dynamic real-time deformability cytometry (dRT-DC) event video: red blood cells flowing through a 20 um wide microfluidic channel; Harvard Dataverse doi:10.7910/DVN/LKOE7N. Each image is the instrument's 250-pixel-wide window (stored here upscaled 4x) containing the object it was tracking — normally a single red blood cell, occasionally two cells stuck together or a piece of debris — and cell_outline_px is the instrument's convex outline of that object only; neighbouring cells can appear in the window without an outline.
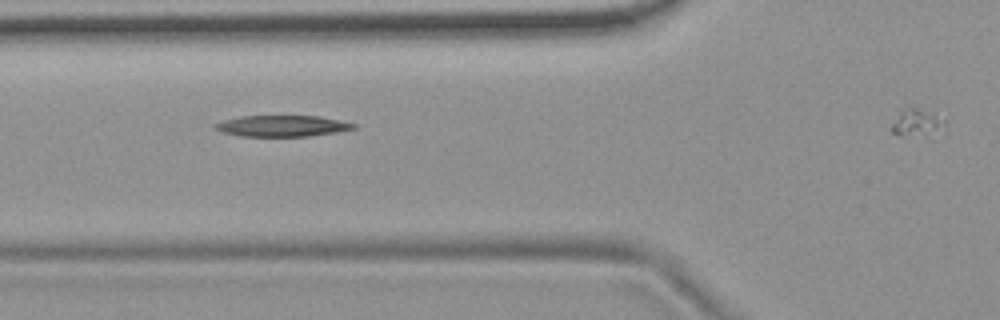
{"species": "common noctule bat (a hibernating species)", "species_latin": "Nyctalus noctula", "temperature_condition": "room temperature", "stored_images_in_passage": 5, "segment_of_instrument_passage": [1, 2], "camera_frame_rate_fps": 3000, "um_per_image_px": 0.085, "animal": {"sex": "female", "body_mass_g": 19.9}, "frame": {"image": 1, "passage_image": 3, "time_ms": 3.333, "image_size_px": [1000, 320], "cell_outline_px": [[356, 128], [336, 132], [308, 136], [240, 136], [224, 132], [216, 128], [212, 124], [224, 120], [240, 116], [320, 116], [356, 124]], "centroid_in_image_um": [23.98, 10.7], "position_along_channel_um": 101.8, "area_um2": 16.88}}
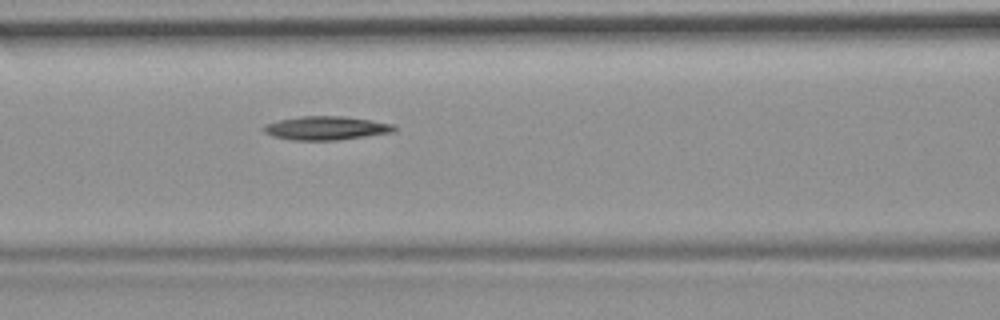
{"frame": {"image": 2, "passage_image": 4, "time_ms": 4.333, "image_size_px": [1000, 320], "cell_outline_px": [[396, 128], [392, 132], [336, 140], [292, 140], [272, 136], [264, 132], [264, 128], [268, 124], [280, 120], [300, 116], [344, 116], [372, 120], [392, 124]], "centroid_in_image_um": [27.72, 10.88], "position_along_channel_um": 138.9, "area_um2": 17.69}}